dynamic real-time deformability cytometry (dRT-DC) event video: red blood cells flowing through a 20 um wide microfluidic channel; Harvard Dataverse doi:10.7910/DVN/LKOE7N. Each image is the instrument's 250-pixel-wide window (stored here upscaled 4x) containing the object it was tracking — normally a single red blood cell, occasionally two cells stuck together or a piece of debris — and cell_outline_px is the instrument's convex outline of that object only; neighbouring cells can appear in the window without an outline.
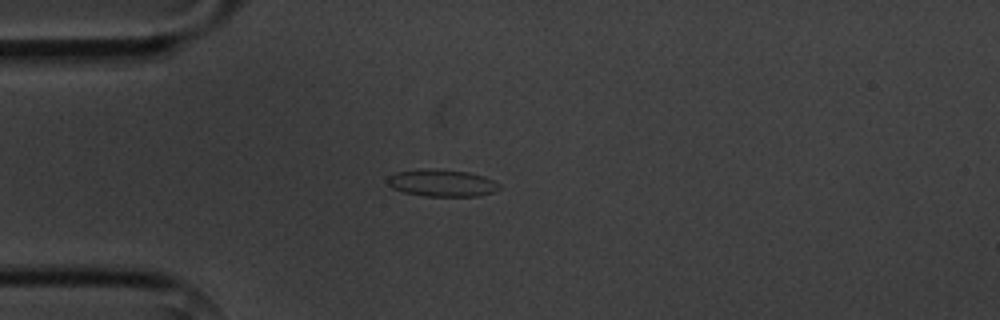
{"species": "common noctule bat (a hibernating species)", "species_latin": "Nyctalus noctula", "temperature_condition": "cold", "stored_images_in_passage": 7, "camera_frame_rate_fps": 3000, "um_per_image_px": 0.085, "animal": {"sex": "male", "body_mass_g": 20.1, "forearm_length_mm": 53.5}, "frame": {"image": 1, "passage_image": 4, "time_ms": 3.667, "image_size_px": [1000, 320], "cell_outline_px": [[500, 188], [492, 192], [476, 196], [424, 196], [404, 192], [392, 188], [384, 180], [388, 176], [396, 172], [428, 168], [440, 168], [468, 172], [484, 176], [500, 184]], "centroid_in_image_um": [37.52, 15.54], "position_along_channel_um": 47.5, "area_um2": 17.8}}
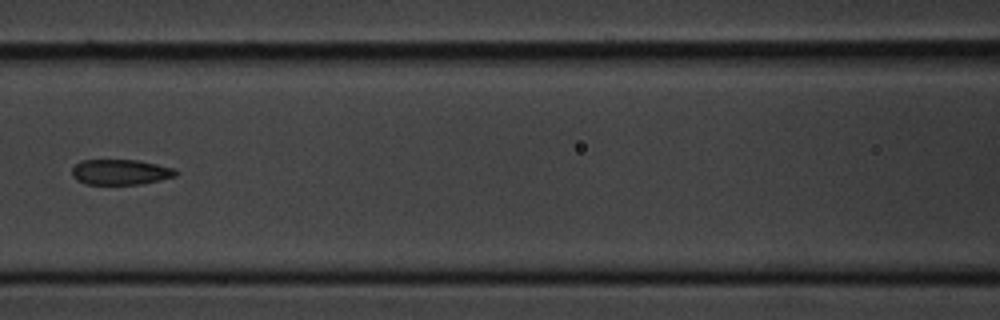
{"frame": {"image": 2, "passage_image": 7, "time_ms": 7.0, "image_size_px": [1000, 320], "cell_outline_px": [[180, 172], [176, 176], [160, 180], [140, 184], [84, 184], [76, 180], [72, 176], [72, 168], [80, 160], [136, 160], [176, 168]], "centroid_in_image_um": [10.25, 14.63], "position_along_channel_um": 156.3, "area_um2": 15.49}}